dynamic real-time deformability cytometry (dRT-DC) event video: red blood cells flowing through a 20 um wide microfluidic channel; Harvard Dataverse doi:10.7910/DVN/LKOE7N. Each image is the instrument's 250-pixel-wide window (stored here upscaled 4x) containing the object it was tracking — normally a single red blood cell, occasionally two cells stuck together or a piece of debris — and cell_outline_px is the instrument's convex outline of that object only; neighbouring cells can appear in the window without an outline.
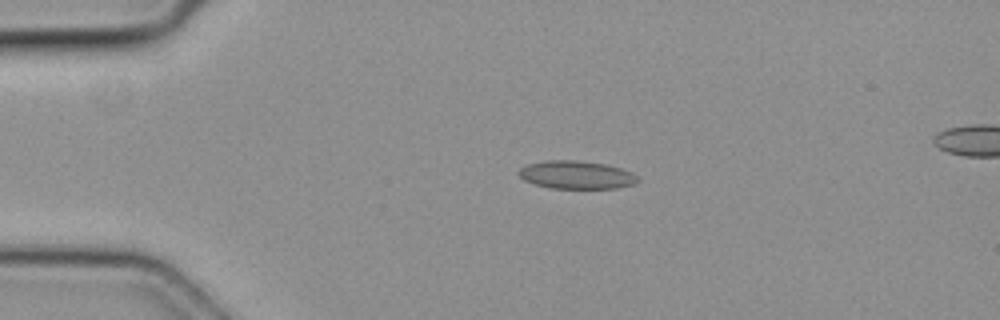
{"species": "common noctule bat (a hibernating species)", "species_latin": "Nyctalus noctula", "temperature_condition": "cold", "stored_images_in_passage": 5, "camera_frame_rate_fps": 3000, "um_per_image_px": 0.085, "animal": {"sex": "female", "body_mass_g": 19.3, "forearm_length_mm": 54.1}, "frame": {"image": 1, "passage_image": 4, "time_ms": 1.0, "image_size_px": [1000, 320], "cell_outline_px": [[640, 180], [636, 184], [616, 188], [548, 188], [524, 180], [516, 172], [520, 168], [528, 164], [548, 160], [576, 160], [604, 164], [620, 168], [632, 172], [640, 176]], "centroid_in_image_um": [49.03, 14.87], "position_along_channel_um": 36.0, "area_um2": 19.54}}